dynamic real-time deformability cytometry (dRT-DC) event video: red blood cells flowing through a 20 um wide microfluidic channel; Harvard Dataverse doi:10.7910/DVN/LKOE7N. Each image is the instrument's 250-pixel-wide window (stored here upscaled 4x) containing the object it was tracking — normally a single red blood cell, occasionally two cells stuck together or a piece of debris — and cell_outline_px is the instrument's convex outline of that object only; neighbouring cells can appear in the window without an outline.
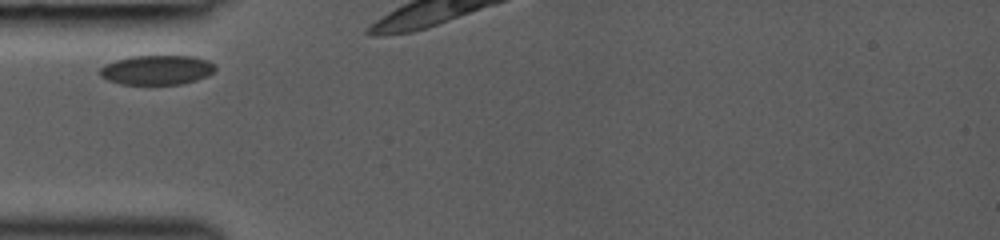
{"species": "common noctule bat (a hibernating species)", "species_latin": "Nyctalus noctula", "temperature_condition": "room temperature", "stored_images_in_passage": 4, "camera_frame_rate_fps": 3000, "um_per_image_px": 0.085, "animal": {"sex": "female", "body_mass_g": 19.0, "forearm_length_mm": 53.3}, "frame": {"image": 1, "passage_image": 1, "time_ms": 0.0, "image_size_px": [1000, 240], "cell_outline_px": [[216, 68], [212, 72], [196, 80], [180, 84], [120, 84], [108, 80], [100, 76], [100, 68], [116, 60], [132, 56], [192, 56], [216, 64]], "centroid_in_image_um": [13.32, 5.95], "position_along_channel_um": 71.7, "area_um2": 19.54}}